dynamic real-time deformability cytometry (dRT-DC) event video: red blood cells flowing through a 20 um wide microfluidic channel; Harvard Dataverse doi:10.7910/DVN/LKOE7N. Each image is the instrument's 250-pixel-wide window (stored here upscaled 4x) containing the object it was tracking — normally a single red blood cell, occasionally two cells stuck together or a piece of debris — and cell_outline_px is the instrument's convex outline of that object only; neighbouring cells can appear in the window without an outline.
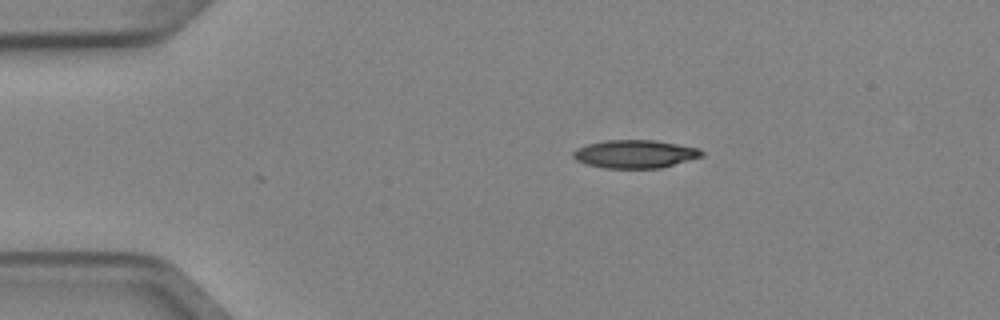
{"species": "Egyptian fruit bat (a non-hibernating species)", "species_latin": "Rousettus aegyptiacus", "temperature_condition": "cold", "stored_images_in_passage": 4, "camera_frame_rate_fps": 3000, "um_per_image_px": 0.085, "animal": {"sex": "female"}, "frame": {"image": 1, "passage_image": 1, "time_ms": 0.0, "image_size_px": [1000, 320], "cell_outline_px": [[704, 156], [660, 168], [604, 168], [588, 164], [576, 160], [572, 156], [572, 152], [576, 148], [588, 144], [604, 140], [656, 140], [700, 148], [704, 152]], "centroid_in_image_um": [53.99, 13.08], "position_along_channel_um": 31.0, "area_um2": 21.15}}
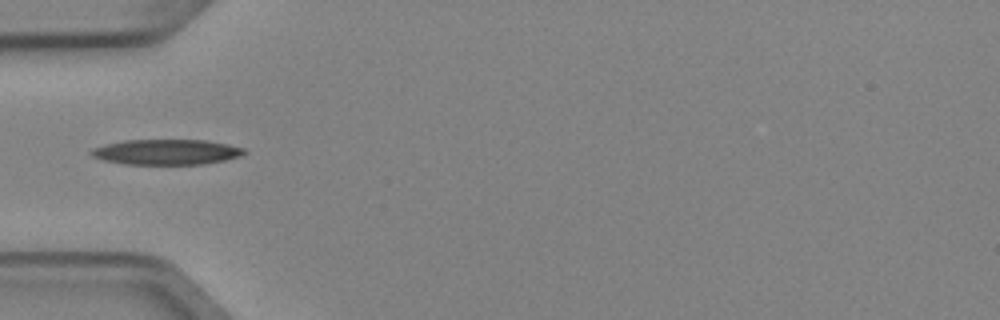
{"frame": {"image": 2, "passage_image": 3, "time_ms": 0.667, "image_size_px": [1000, 320], "cell_outline_px": [[248, 152], [240, 156], [224, 160], [204, 164], [124, 164], [104, 160], [92, 156], [88, 152], [92, 148], [104, 144], [124, 140], [204, 140], [228, 144], [244, 148]], "centroid_in_image_um": [14.13, 12.91], "position_along_channel_um": 70.9, "area_um2": 22.66}}
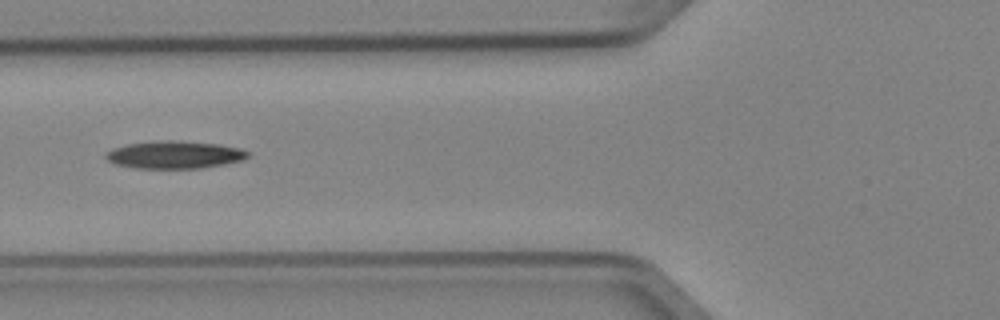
{"frame": {"image": 3, "passage_image": 4, "time_ms": 1.0, "image_size_px": [1000, 320], "cell_outline_px": [[248, 156], [244, 160], [224, 164], [200, 168], [136, 168], [116, 164], [108, 160], [104, 156], [112, 148], [128, 144], [160, 140], [172, 140], [220, 144], [240, 148], [248, 152]], "centroid_in_image_um": [14.85, 13.15], "position_along_channel_um": 111.0, "area_um2": 22.72}}